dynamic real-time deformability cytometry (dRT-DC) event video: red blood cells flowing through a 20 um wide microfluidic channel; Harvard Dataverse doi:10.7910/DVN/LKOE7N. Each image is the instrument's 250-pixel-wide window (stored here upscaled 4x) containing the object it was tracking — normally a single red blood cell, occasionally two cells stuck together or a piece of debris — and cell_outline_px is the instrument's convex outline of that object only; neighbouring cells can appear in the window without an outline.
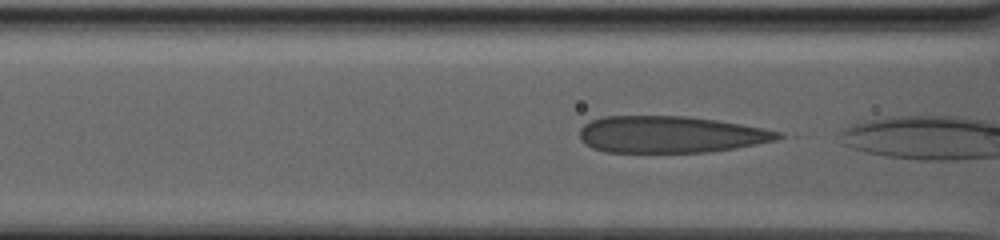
{"species": "human", "species_latin": "Homo sapiens", "temperature_condition": "warm", "stored_images_in_passage": 54, "camera_frame_rate_fps": 3000, "um_per_image_px": 0.085, "donor": {"sex": "male"}, "frame": {"image": 1, "passage_image": 32, "time_ms": 10.333, "image_size_px": [1000, 240], "cell_outline_px": [[784, 136], [776, 140], [756, 144], [708, 152], [604, 152], [592, 148], [584, 144], [580, 140], [580, 128], [584, 124], [592, 120], [604, 116], [688, 116], [716, 120], [740, 124], [780, 132]], "centroid_in_image_um": [56.93, 11.43], "position_along_channel_um": 109.7, "area_um2": 42.37}}
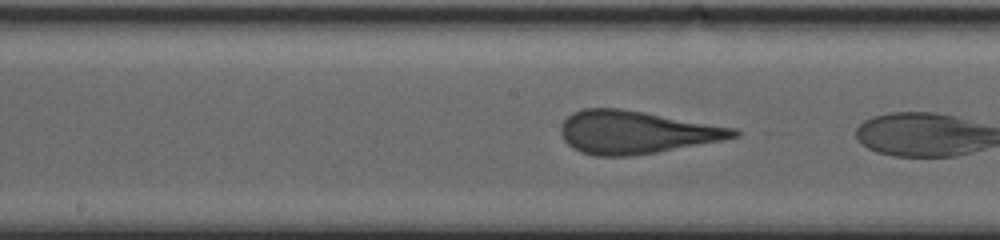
{"frame": {"image": 2, "passage_image": 42, "time_ms": 13.667, "image_size_px": [1000, 240], "cell_outline_px": [[740, 136], [724, 140], [656, 152], [632, 156], [596, 156], [580, 152], [572, 148], [564, 140], [560, 132], [560, 124], [572, 112], [584, 108], [620, 108], [644, 112], [736, 128], [740, 132]], "centroid_in_image_um": [54.04, 11.24], "position_along_channel_um": 194.2, "area_um2": 43.23}}
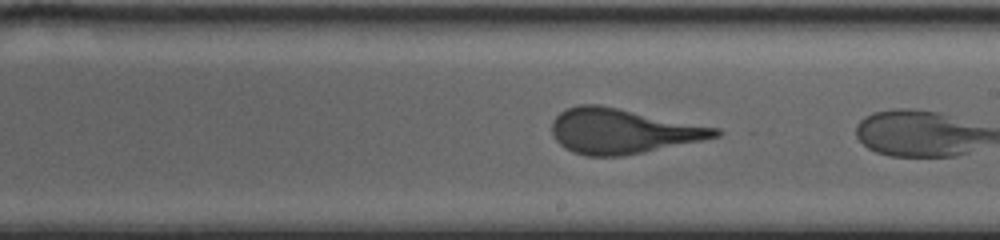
{"frame": {"image": 3, "passage_image": 47, "time_ms": 15.333, "image_size_px": [1000, 240], "cell_outline_px": [[724, 132], [720, 136], [704, 140], [644, 152], [620, 156], [584, 156], [572, 152], [564, 148], [556, 140], [552, 132], [552, 120], [560, 112], [568, 108], [580, 104], [600, 104], [720, 128]], "centroid_in_image_um": [52.93, 11.14], "position_along_channel_um": 236.1, "area_um2": 43.06}}